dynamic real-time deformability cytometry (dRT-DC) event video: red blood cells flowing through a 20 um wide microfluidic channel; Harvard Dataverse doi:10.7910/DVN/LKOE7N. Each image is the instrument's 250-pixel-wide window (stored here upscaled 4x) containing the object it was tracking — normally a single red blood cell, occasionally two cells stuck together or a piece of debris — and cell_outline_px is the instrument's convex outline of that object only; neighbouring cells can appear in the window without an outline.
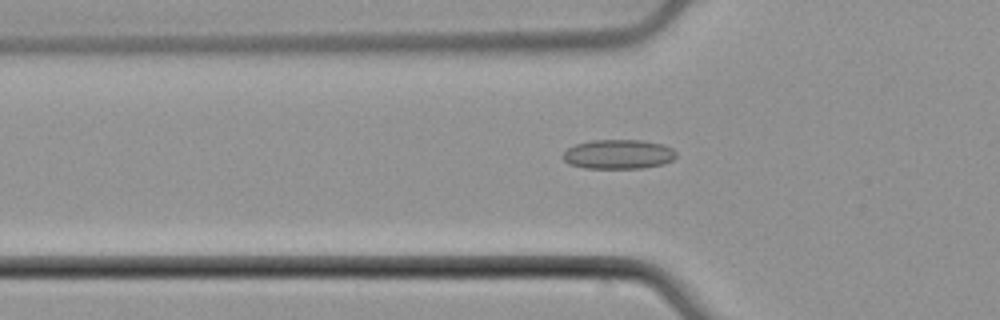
{"species": "common noctule bat (a hibernating species)", "species_latin": "Nyctalus noctula", "temperature_condition": "cold", "stored_images_in_passage": 53, "camera_frame_rate_fps": 3000, "um_per_image_px": 0.085, "animal": {"sex": "male", "body_mass_g": 21.5, "forearm_length_mm": 52.0}, "frame": {"image": 1, "passage_image": 18, "time_ms": 5.667, "image_size_px": [1000, 320], "cell_outline_px": [[676, 156], [672, 160], [664, 164], [640, 168], [584, 168], [568, 164], [564, 160], [564, 152], [568, 148], [576, 144], [592, 140], [640, 140], [664, 144], [672, 148], [676, 152]], "centroid_in_image_um": [52.58, 13.11], "position_along_channel_um": 73.2, "area_um2": 19.42}}
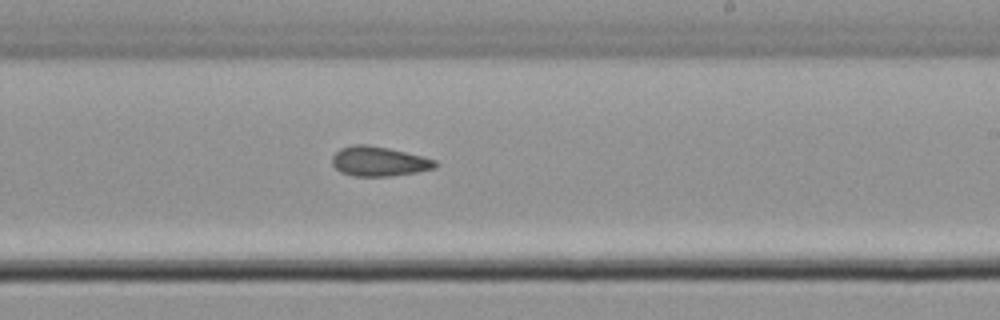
{"frame": {"image": 2, "passage_image": 32, "time_ms": 10.333, "image_size_px": [1000, 320], "cell_outline_px": [[436, 168], [416, 172], [388, 176], [356, 176], [340, 172], [332, 164], [332, 156], [340, 148], [352, 144], [368, 144], [388, 148], [436, 160]], "centroid_in_image_um": [32.17, 13.71], "position_along_channel_um": 256.8, "area_um2": 17.69}}
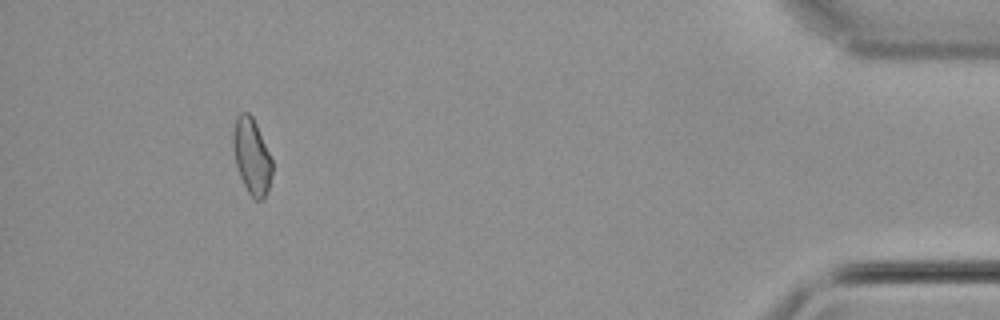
{"frame": {"image": 3, "passage_image": 49, "time_ms": 16.0, "image_size_px": [1000, 320], "cell_outline_px": [[272, 176], [264, 200], [256, 200], [248, 192], [240, 176], [236, 164], [232, 148], [232, 132], [236, 116], [240, 112], [248, 112], [252, 116], [256, 124], [272, 160]], "centroid_in_image_um": [21.38, 13.27], "position_along_channel_um": 413.8, "area_um2": 17.28}, "authors_computed_cell_mechanics": {"area_um2": 18.0336, "velocity_mm_per_s": 3.9415, "shape_relaxation_time_tau1_ms": null, "shape_relaxation_time_tau2_ms": 4.3326, "deformation_change_tau1": null, "deformation_change_tau2": 0.1125}}